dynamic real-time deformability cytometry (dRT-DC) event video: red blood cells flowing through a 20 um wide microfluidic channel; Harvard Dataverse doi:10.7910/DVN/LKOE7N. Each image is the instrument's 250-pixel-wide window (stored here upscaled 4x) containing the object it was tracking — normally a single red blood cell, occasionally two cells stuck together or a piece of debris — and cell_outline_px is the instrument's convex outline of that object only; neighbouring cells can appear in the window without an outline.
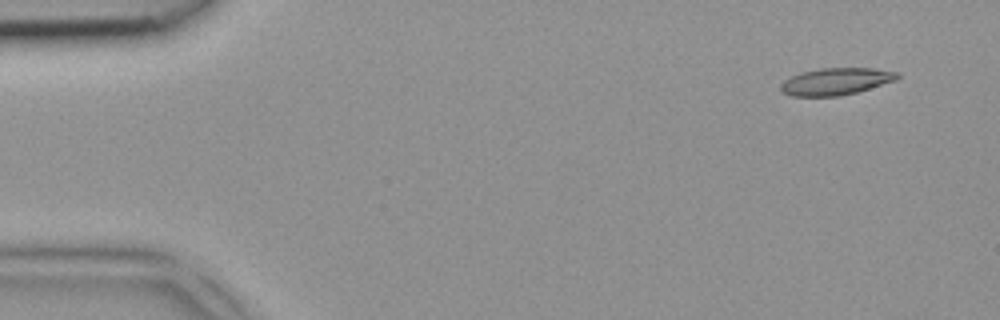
{"species": "common noctule bat (a hibernating species)", "species_latin": "Nyctalus noctula", "temperature_condition": "room temperature", "stored_images_in_passage": 3, "camera_frame_rate_fps": 3000, "um_per_image_px": 0.085, "animal": {"sex": "female", "body_mass_g": 18.4}, "frame": {"image": 1, "passage_image": 1, "time_ms": 0.0, "image_size_px": [1000, 320], "cell_outline_px": [[900, 76], [896, 80], [856, 92], [840, 96], [792, 96], [784, 92], [780, 88], [780, 84], [784, 80], [800, 72], [820, 68], [872, 68], [900, 72]], "centroid_in_image_um": [71.06, 6.91], "position_along_channel_um": 13.9, "area_um2": 18.32}}